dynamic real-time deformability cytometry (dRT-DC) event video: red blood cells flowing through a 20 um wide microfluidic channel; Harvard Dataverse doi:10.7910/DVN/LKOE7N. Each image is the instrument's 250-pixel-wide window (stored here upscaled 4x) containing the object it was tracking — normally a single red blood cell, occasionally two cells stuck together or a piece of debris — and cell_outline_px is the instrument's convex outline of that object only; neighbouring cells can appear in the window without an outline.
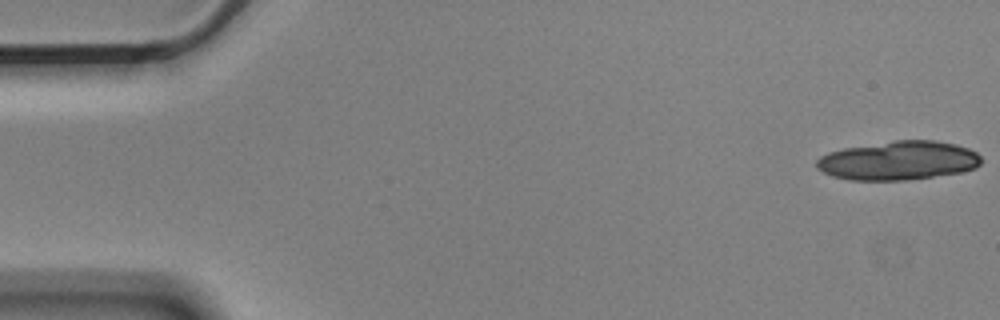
{"species": "Egyptian fruit bat (a non-hibernating species)", "species_latin": "Rousettus aegyptiacus", "temperature_condition": "cold", "stored_images_in_passage": 24, "camera_frame_rate_fps": 3000, "um_per_image_px": 0.085, "animal": {"sex": "male"}, "frame": {"image": 1, "passage_image": 1, "time_ms": 0.0, "image_size_px": [1000, 320], "cell_outline_px": [[980, 164], [976, 168], [960, 172], [908, 180], [848, 180], [832, 176], [816, 168], [816, 160], [820, 156], [828, 152], [844, 148], [896, 140], [936, 140], [956, 144], [968, 148], [976, 152], [980, 156]], "centroid_in_image_um": [76.35, 13.65], "position_along_channel_um": 8.7, "area_um2": 37.4}}